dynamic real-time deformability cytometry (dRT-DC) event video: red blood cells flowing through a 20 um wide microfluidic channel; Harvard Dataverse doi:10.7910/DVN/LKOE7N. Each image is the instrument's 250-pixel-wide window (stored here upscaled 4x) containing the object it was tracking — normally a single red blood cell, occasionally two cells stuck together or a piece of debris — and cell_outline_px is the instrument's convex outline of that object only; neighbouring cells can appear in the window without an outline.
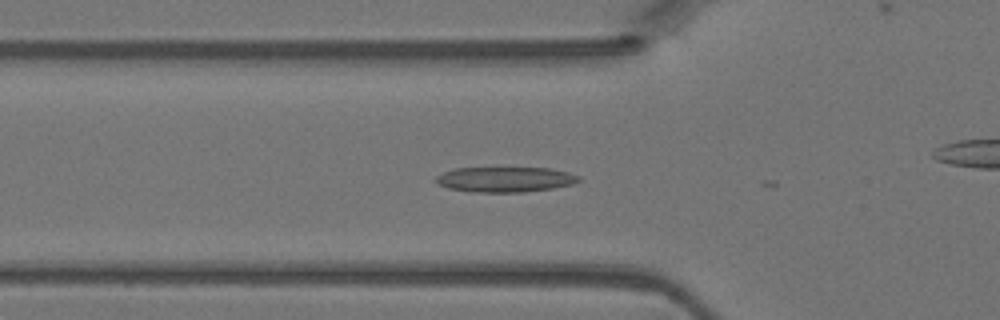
{"species": "Egyptian fruit bat (a non-hibernating species)", "species_latin": "Rousettus aegyptiacus", "temperature_condition": "warm", "stored_images_in_passage": 25, "camera_frame_rate_fps": 3000, "um_per_image_px": 0.085, "animal": {"sex": "female"}, "frame": {"image": 1, "passage_image": 4, "time_ms": 1.0, "image_size_px": [1000, 320], "cell_outline_px": [[580, 180], [576, 184], [552, 188], [524, 192], [476, 192], [448, 188], [440, 184], [436, 180], [436, 176], [444, 172], [456, 168], [548, 168], [568, 172], [580, 176]], "centroid_in_image_um": [42.99, 15.25], "position_along_channel_um": 82.8, "area_um2": 20.87}}
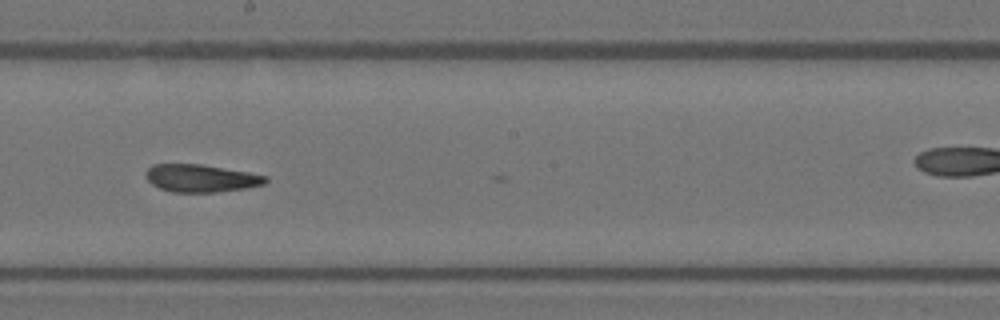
{"frame": {"image": 2, "passage_image": 14, "time_ms": 4.333, "image_size_px": [1000, 320], "cell_outline_px": [[268, 180], [264, 184], [244, 188], [216, 192], [172, 192], [160, 188], [152, 184], [144, 176], [144, 172], [152, 164], [200, 164], [248, 172], [268, 176]], "centroid_in_image_um": [17.05, 15.14], "position_along_channel_um": 231.2, "area_um2": 19.25}}
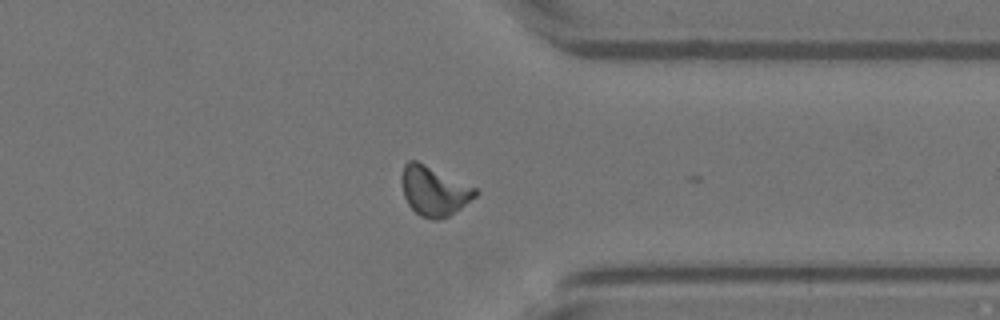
{"frame": {"image": 3, "passage_image": 24, "time_ms": 7.667, "image_size_px": [1000, 320], "cell_outline_px": [[480, 192], [476, 196], [460, 208], [448, 216], [436, 220], [420, 216], [408, 204], [404, 196], [400, 180], [400, 176], [404, 164], [408, 160], [416, 160], [476, 188]], "centroid_in_image_um": [36.86, 16.22], "position_along_channel_um": 374.5, "area_um2": 21.1}}